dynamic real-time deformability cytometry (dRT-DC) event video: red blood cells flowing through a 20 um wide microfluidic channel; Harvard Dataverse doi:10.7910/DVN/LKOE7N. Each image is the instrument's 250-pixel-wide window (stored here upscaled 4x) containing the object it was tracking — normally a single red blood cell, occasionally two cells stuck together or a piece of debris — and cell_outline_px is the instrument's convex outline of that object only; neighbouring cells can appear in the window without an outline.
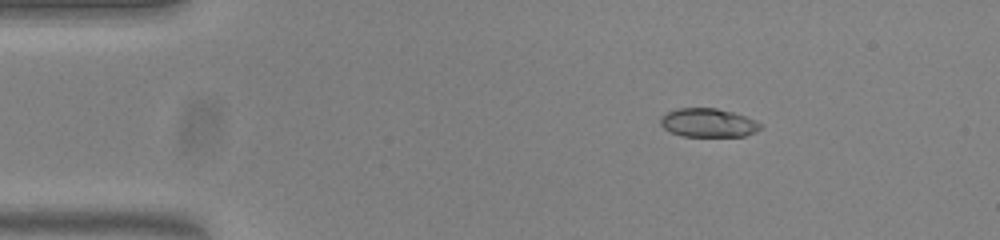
{"species": "common noctule bat (a hibernating species)", "species_latin": "Nyctalus noctula", "temperature_condition": "warm", "stored_images_in_passage": 54, "camera_frame_rate_fps": 3000, "um_per_image_px": 0.085, "animal": {"sex": "female", "body_mass_g": 23.0, "forearm_length_mm": 53.4}, "frame": {"image": 1, "passage_image": 9, "time_ms": 2.667, "image_size_px": [1000, 240], "cell_outline_px": [[764, 128], [756, 132], [744, 136], [684, 136], [668, 132], [660, 124], [660, 116], [676, 108], [716, 108], [748, 116], [764, 124]], "centroid_in_image_um": [60.24, 10.44], "position_along_channel_um": 24.8, "area_um2": 17.05}}
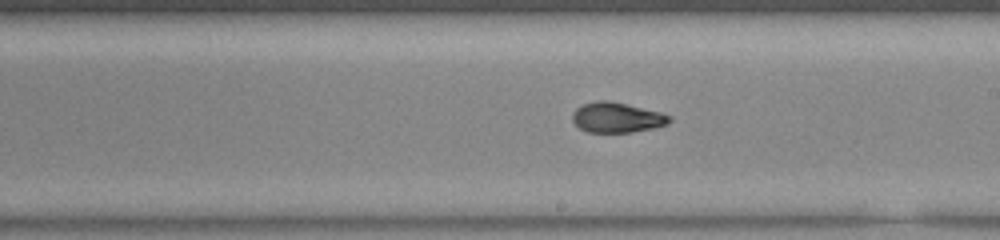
{"frame": {"image": 2, "passage_image": 31, "time_ms": 10.0, "image_size_px": [1000, 240], "cell_outline_px": [[672, 120], [668, 124], [652, 128], [632, 132], [588, 132], [580, 128], [572, 120], [572, 112], [576, 108], [584, 104], [596, 100], [608, 100], [660, 112], [672, 116]], "centroid_in_image_um": [52.43, 9.98], "position_along_channel_um": 236.6, "area_um2": 16.99}}
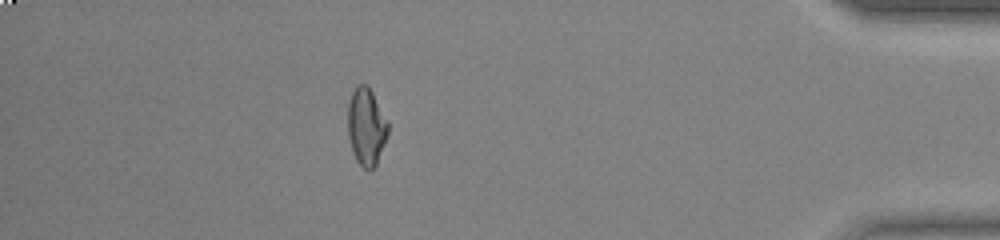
{"frame": {"image": 3, "passage_image": 48, "time_ms": 15.667, "image_size_px": [1000, 240], "cell_outline_px": [[388, 136], [376, 164], [372, 168], [364, 168], [356, 160], [352, 152], [348, 136], [348, 104], [352, 92], [356, 84], [364, 84], [372, 92], [388, 120]], "centroid_in_image_um": [31.13, 10.76], "position_along_channel_um": 404.1, "area_um2": 18.09}, "authors_computed_cell_mechanics": {"area_um2": 17.4556, "velocity_mm_per_s": 3.8286, "shape_relaxation_time_tau1_ms": 6.5452, "shape_relaxation_time_tau2_ms": 2.1198, "deformation_change_tau1": 0.2349, "deformation_change_tau2": 0.0726}}